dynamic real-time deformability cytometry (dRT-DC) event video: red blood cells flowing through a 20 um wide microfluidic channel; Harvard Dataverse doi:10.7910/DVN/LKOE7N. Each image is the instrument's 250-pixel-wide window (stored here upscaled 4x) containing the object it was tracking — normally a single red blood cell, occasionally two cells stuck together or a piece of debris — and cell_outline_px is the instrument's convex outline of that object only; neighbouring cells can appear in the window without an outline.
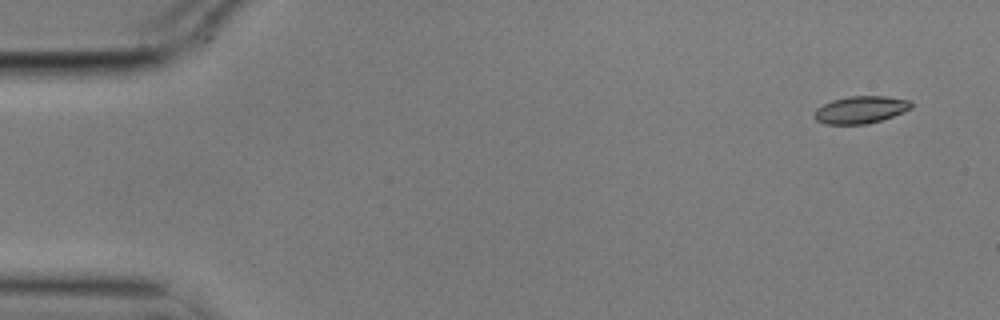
{"species": "common noctule bat (a hibernating species)", "species_latin": "Nyctalus noctula", "temperature_condition": "cold", "stored_images_in_passage": 4, "camera_frame_rate_fps": 3000, "um_per_image_px": 0.085, "animal": {"sex": "male", "body_mass_g": 17.9}, "frame": {"image": 1, "passage_image": 1, "time_ms": 0.0, "image_size_px": [1000, 320], "cell_outline_px": [[912, 108], [892, 116], [880, 120], [864, 124], [828, 124], [816, 120], [812, 116], [816, 108], [832, 100], [848, 96], [888, 96], [912, 100]], "centroid_in_image_um": [73.15, 9.31], "position_along_channel_um": 11.8, "area_um2": 15.43}}